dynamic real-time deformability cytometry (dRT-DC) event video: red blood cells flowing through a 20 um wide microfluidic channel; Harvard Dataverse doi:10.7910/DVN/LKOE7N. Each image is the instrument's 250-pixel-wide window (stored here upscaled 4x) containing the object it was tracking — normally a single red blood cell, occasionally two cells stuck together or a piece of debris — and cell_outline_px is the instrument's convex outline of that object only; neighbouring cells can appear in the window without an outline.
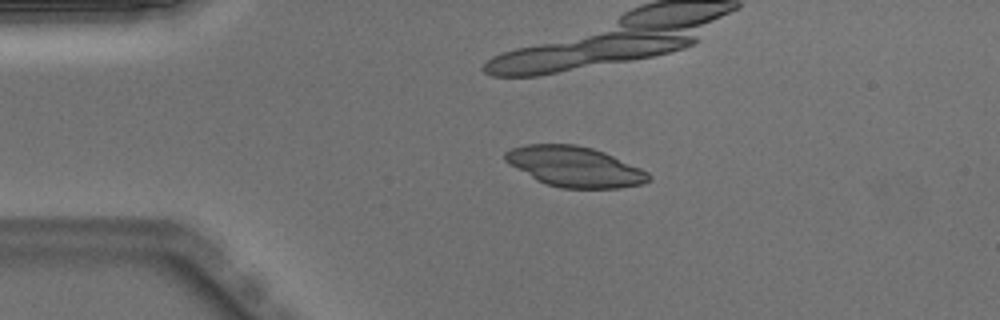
{"species": "Egyptian fruit bat (a non-hibernating species)", "species_latin": "Rousettus aegyptiacus", "temperature_condition": "warm", "stored_images_in_passage": 18, "camera_frame_rate_fps": 3000, "um_per_image_px": 0.085, "animal": {"sex": "male"}, "frame": {"image": 1, "passage_image": 11, "time_ms": 3.333, "image_size_px": [1000, 320], "cell_outline_px": [[652, 180], [644, 184], [620, 188], [560, 188], [536, 180], [504, 160], [504, 152], [512, 148], [524, 144], [576, 144], [592, 148], [604, 152], [640, 168], [648, 172], [652, 176]], "centroid_in_image_um": [48.87, 14.17], "position_along_channel_um": 36.1, "area_um2": 33.7}}